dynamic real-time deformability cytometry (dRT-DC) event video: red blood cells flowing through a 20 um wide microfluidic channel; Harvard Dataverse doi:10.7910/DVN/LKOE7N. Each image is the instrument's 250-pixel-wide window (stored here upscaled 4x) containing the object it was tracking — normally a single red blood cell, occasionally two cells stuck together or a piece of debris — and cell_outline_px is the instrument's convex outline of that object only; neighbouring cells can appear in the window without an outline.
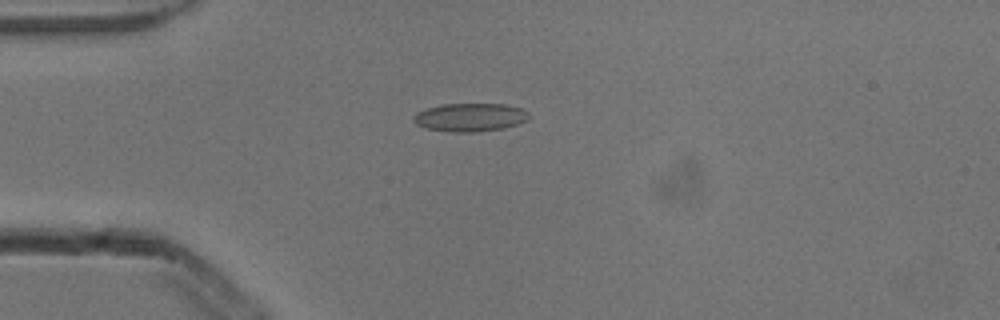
{"species": "common noctule bat (a hibernating species)", "species_latin": "Nyctalus noctula", "temperature_condition": "cold", "stored_images_in_passage": 7, "camera_frame_rate_fps": 3000, "um_per_image_px": 0.085, "animal": {"sex": "male", "body_mass_g": 13.3}, "frame": {"image": 1, "passage_image": 3, "time_ms": 0.667, "image_size_px": [1000, 320], "cell_outline_px": [[528, 116], [524, 120], [516, 124], [504, 128], [476, 132], [452, 132], [424, 128], [416, 124], [412, 120], [416, 112], [428, 108], [444, 104], [504, 104], [520, 108], [528, 112]], "centroid_in_image_um": [39.9, 9.97], "position_along_channel_um": 45.1, "area_um2": 18.84}}
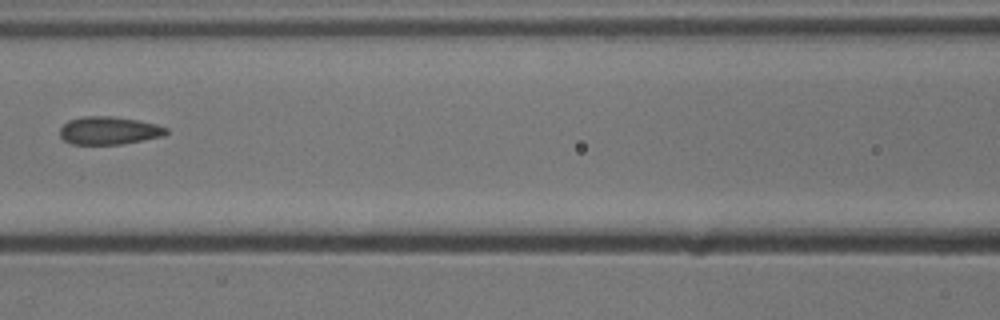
{"frame": {"image": 2, "passage_image": 6, "time_ms": 1.667, "image_size_px": [1000, 320], "cell_outline_px": [[168, 132], [164, 136], [120, 144], [72, 144], [64, 140], [60, 136], [60, 128], [68, 120], [84, 116], [112, 116], [140, 120], [156, 124], [168, 128]], "centroid_in_image_um": [9.27, 11.09], "position_along_channel_um": 157.3, "area_um2": 17.34}}
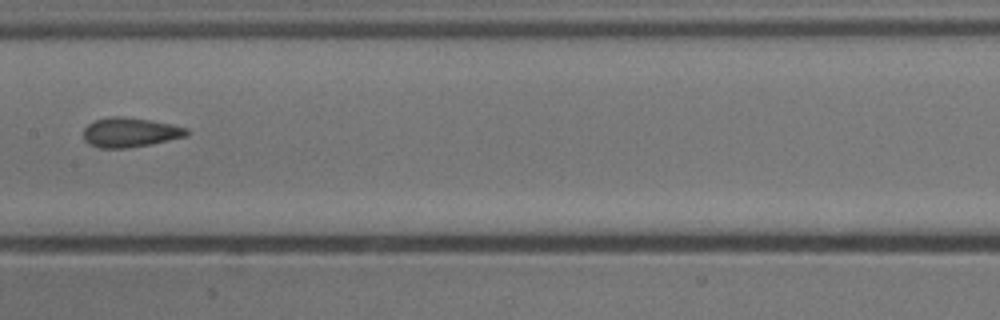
{"frame": {"image": 3, "passage_image": 7, "time_ms": 2.0, "image_size_px": [1000, 320], "cell_outline_px": [[188, 136], [152, 144], [128, 148], [100, 148], [88, 144], [84, 140], [84, 128], [88, 124], [96, 120], [108, 116], [124, 116], [152, 120], [172, 124], [188, 128]], "centroid_in_image_um": [11.07, 11.25], "position_along_channel_um": 196.3, "area_um2": 18.03}}